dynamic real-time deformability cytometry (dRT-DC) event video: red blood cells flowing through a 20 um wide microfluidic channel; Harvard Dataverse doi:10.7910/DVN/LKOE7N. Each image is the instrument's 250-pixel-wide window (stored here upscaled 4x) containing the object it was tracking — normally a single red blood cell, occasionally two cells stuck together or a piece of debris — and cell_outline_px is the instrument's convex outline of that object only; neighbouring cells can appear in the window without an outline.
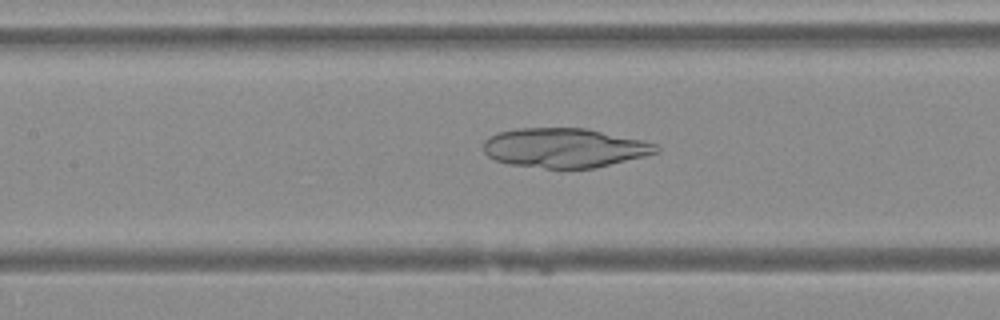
{"species": "Egyptian fruit bat (a non-hibernating species)", "species_latin": "Rousettus aegyptiacus", "temperature_condition": "warm", "stored_images_in_passage": 47, "camera_frame_rate_fps": 3000, "um_per_image_px": 0.085, "animal": {"sex": "female"}, "frame": {"image": 1, "passage_image": 21, "time_ms": 6.667, "image_size_px": [1000, 320], "cell_outline_px": [[660, 152], [596, 168], [544, 168], [508, 164], [496, 160], [488, 156], [484, 152], [484, 140], [488, 136], [500, 132], [516, 128], [584, 128], [640, 140], [656, 144], [660, 148]], "centroid_in_image_um": [47.96, 12.57], "position_along_channel_um": 159.4, "area_um2": 39.54}}
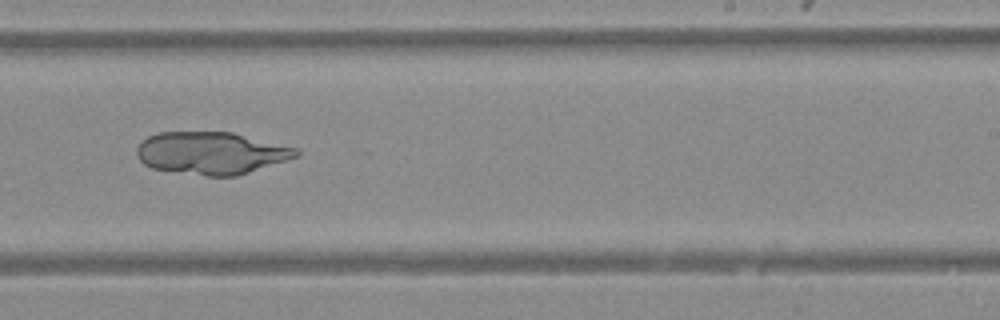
{"frame": {"image": 2, "passage_image": 29, "time_ms": 9.333, "image_size_px": [1000, 320], "cell_outline_px": [[300, 156], [236, 176], [208, 176], [152, 168], [144, 164], [136, 156], [136, 148], [148, 136], [160, 132], [232, 132], [296, 148], [300, 152]], "centroid_in_image_um": [17.96, 13.01], "position_along_channel_um": 271.0, "area_um2": 39.13}}
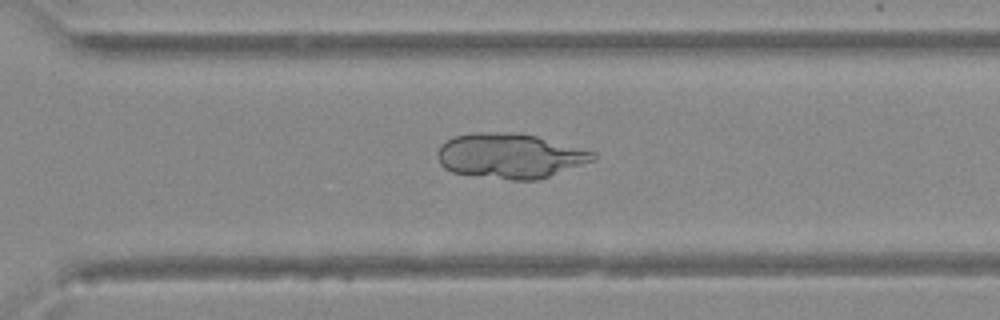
{"frame": {"image": 3, "passage_image": 33, "time_ms": 10.667, "image_size_px": [1000, 320], "cell_outline_px": [[596, 160], [536, 180], [512, 180], [452, 172], [444, 168], [440, 164], [436, 156], [436, 152], [440, 144], [452, 136], [472, 132], [512, 132], [536, 136], [596, 152]], "centroid_in_image_um": [43.31, 13.23], "position_along_channel_um": 327.3, "area_um2": 40.86}}